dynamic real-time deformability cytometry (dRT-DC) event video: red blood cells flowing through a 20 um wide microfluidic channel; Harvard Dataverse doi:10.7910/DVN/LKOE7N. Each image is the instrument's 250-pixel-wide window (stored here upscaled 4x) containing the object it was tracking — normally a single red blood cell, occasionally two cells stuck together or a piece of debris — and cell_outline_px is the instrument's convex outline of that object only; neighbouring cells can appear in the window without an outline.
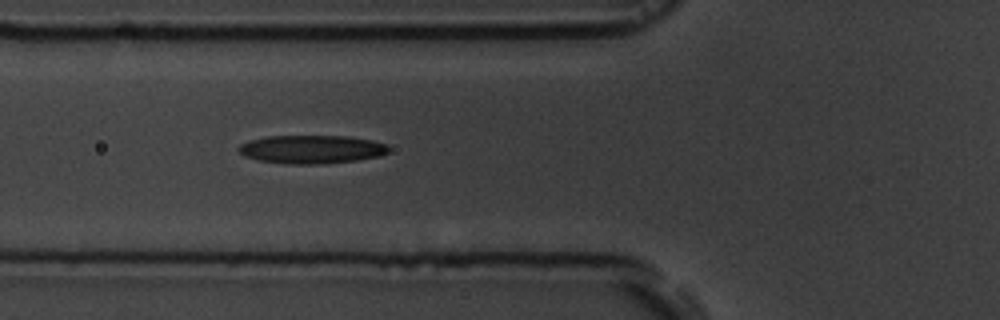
{"species": "common noctule bat (a hibernating species)", "species_latin": "Nyctalus noctula", "temperature_condition": "room temperature", "stored_images_in_passage": 4, "camera_frame_rate_fps": 3000, "um_per_image_px": 0.085, "animal": {"sex": "male", "body_mass_g": 19.5, "forearm_length_mm": 54.6}, "frame": {"image": 1, "passage_image": 3, "time_ms": 2.0, "image_size_px": [1000, 320], "cell_outline_px": [[388, 152], [380, 156], [356, 160], [324, 164], [292, 164], [260, 160], [244, 156], [236, 148], [240, 144], [248, 140], [268, 136], [348, 136], [372, 140], [388, 144]], "centroid_in_image_um": [26.49, 12.68], "position_along_channel_um": 99.3, "area_um2": 24.85}}